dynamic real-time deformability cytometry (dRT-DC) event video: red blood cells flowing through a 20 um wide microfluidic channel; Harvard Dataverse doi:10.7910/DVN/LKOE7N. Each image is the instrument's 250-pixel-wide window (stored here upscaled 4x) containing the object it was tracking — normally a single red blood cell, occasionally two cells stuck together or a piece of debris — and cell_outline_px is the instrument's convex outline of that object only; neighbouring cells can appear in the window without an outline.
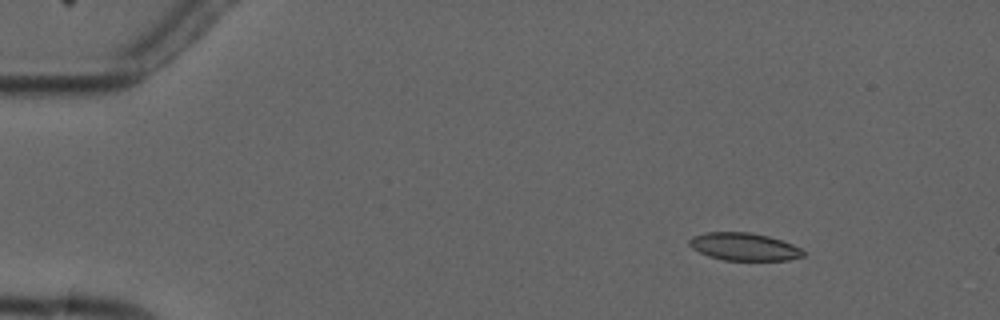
{"species": "common noctule bat (a hibernating species)", "species_latin": "Nyctalus noctula", "temperature_condition": "cold", "stored_images_in_passage": 5, "camera_frame_rate_fps": 3000, "um_per_image_px": 0.085, "animal": {"sex": "male", "forearm_length_mm": 52.5}, "frame": {"image": 1, "passage_image": 3, "time_ms": 2.333, "image_size_px": [1000, 320], "cell_outline_px": [[804, 256], [788, 260], [724, 260], [708, 256], [692, 248], [688, 244], [688, 240], [692, 236], [704, 232], [748, 232], [768, 236], [792, 244], [800, 248], [804, 252]], "centroid_in_image_um": [63.21, 20.96], "position_along_channel_um": 21.8, "area_um2": 18.32}}
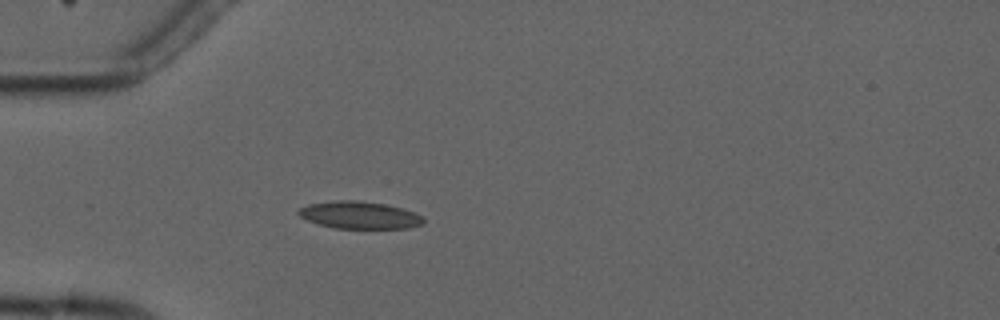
{"frame": {"image": 2, "passage_image": 5, "time_ms": 5.333, "image_size_px": [1000, 320], "cell_outline_px": [[424, 224], [408, 228], [336, 228], [320, 224], [308, 220], [300, 216], [296, 212], [300, 208], [308, 204], [336, 200], [356, 200], [384, 204], [400, 208], [412, 212], [420, 216], [424, 220]], "centroid_in_image_um": [30.53, 18.28], "position_along_channel_um": 54.5, "area_um2": 19.59}}